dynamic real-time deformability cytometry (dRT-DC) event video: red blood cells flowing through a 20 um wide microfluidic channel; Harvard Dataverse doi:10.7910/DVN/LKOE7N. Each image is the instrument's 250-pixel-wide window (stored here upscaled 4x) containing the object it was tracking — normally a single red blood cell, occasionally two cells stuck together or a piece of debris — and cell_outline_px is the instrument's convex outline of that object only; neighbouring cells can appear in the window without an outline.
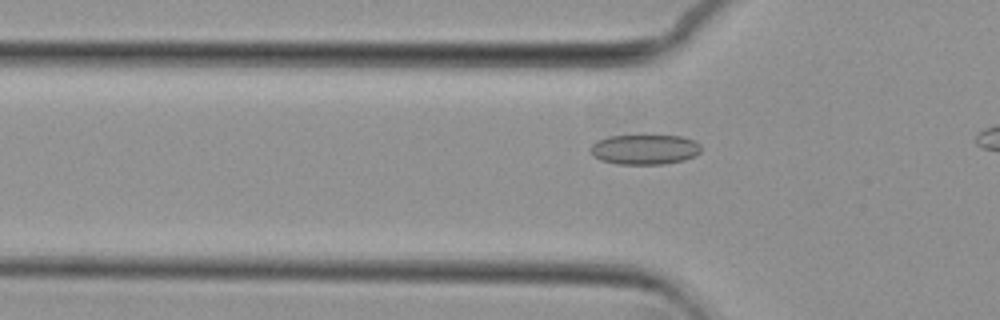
{"species": "common noctule bat (a hibernating species)", "species_latin": "Nyctalus noctula", "temperature_condition": "cold", "stored_images_in_passage": 9, "camera_frame_rate_fps": 3000, "um_per_image_px": 0.085, "animal": {"sex": "female", "body_mass_g": 29.2, "forearm_length_mm": 56.3}, "frame": {"image": 1, "passage_image": 6, "time_ms": 1.667, "image_size_px": [1000, 320], "cell_outline_px": [[700, 152], [684, 160], [664, 164], [616, 164], [600, 160], [588, 148], [596, 140], [608, 136], [680, 136], [692, 140], [700, 144]], "centroid_in_image_um": [54.76, 12.7], "position_along_channel_um": 71.0, "area_um2": 19.19}}